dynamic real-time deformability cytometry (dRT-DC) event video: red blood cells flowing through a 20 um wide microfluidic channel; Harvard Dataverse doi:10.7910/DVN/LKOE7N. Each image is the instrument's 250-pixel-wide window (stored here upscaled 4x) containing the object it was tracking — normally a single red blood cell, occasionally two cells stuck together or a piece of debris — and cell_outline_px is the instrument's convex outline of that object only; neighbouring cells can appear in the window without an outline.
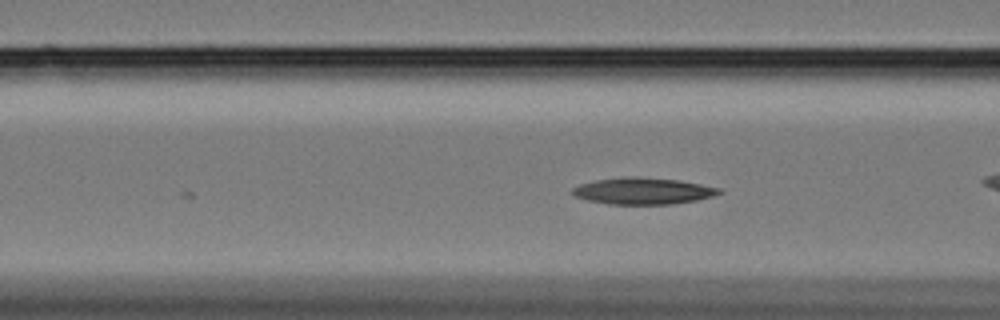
{"species": "Egyptian fruit bat (a non-hibernating species)", "species_latin": "Rousettus aegyptiacus", "temperature_condition": "cold", "stored_images_in_passage": 11, "camera_frame_rate_fps": 3000, "um_per_image_px": 0.085, "animal": {"sex": "female"}, "frame": {"image": 1, "passage_image": 8, "time_ms": 2.333, "image_size_px": [1000, 320], "cell_outline_px": [[724, 192], [712, 196], [696, 200], [672, 204], [608, 204], [588, 200], [576, 196], [572, 192], [572, 188], [580, 184], [596, 180], [632, 176], [680, 180], [720, 188]], "centroid_in_image_um": [54.68, 16.23], "position_along_channel_um": 111.9, "area_um2": 22.54}}